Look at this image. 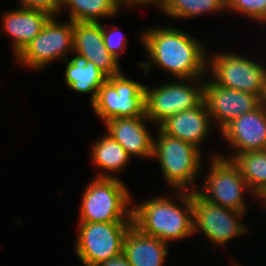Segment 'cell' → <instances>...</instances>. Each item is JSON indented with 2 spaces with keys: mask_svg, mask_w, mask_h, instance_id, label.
<instances>
[{
  "mask_svg": "<svg viewBox=\"0 0 266 266\" xmlns=\"http://www.w3.org/2000/svg\"><path fill=\"white\" fill-rule=\"evenodd\" d=\"M224 140L236 153L266 150V107L255 109L228 123L222 130Z\"/></svg>",
  "mask_w": 266,
  "mask_h": 266,
  "instance_id": "5bb4252c",
  "label": "cell"
},
{
  "mask_svg": "<svg viewBox=\"0 0 266 266\" xmlns=\"http://www.w3.org/2000/svg\"><path fill=\"white\" fill-rule=\"evenodd\" d=\"M168 243L147 235L133 224L123 241V253L131 266H163Z\"/></svg>",
  "mask_w": 266,
  "mask_h": 266,
  "instance_id": "ac0fdd59",
  "label": "cell"
},
{
  "mask_svg": "<svg viewBox=\"0 0 266 266\" xmlns=\"http://www.w3.org/2000/svg\"><path fill=\"white\" fill-rule=\"evenodd\" d=\"M76 255L84 266H99L123 252L124 237L133 222H79Z\"/></svg>",
  "mask_w": 266,
  "mask_h": 266,
  "instance_id": "5b68a950",
  "label": "cell"
},
{
  "mask_svg": "<svg viewBox=\"0 0 266 266\" xmlns=\"http://www.w3.org/2000/svg\"><path fill=\"white\" fill-rule=\"evenodd\" d=\"M73 53L86 57L107 77L122 72L119 60L105 47L99 22H73Z\"/></svg>",
  "mask_w": 266,
  "mask_h": 266,
  "instance_id": "4fadbf2b",
  "label": "cell"
},
{
  "mask_svg": "<svg viewBox=\"0 0 266 266\" xmlns=\"http://www.w3.org/2000/svg\"><path fill=\"white\" fill-rule=\"evenodd\" d=\"M68 51L73 52V22L59 23L52 16L16 60L29 68L42 69L57 58L66 62Z\"/></svg>",
  "mask_w": 266,
  "mask_h": 266,
  "instance_id": "30bf717a",
  "label": "cell"
},
{
  "mask_svg": "<svg viewBox=\"0 0 266 266\" xmlns=\"http://www.w3.org/2000/svg\"><path fill=\"white\" fill-rule=\"evenodd\" d=\"M226 10V0H167L162 12L172 18H195L209 12Z\"/></svg>",
  "mask_w": 266,
  "mask_h": 266,
  "instance_id": "603a6c76",
  "label": "cell"
},
{
  "mask_svg": "<svg viewBox=\"0 0 266 266\" xmlns=\"http://www.w3.org/2000/svg\"><path fill=\"white\" fill-rule=\"evenodd\" d=\"M231 159L256 197L266 188V150L237 153Z\"/></svg>",
  "mask_w": 266,
  "mask_h": 266,
  "instance_id": "44dd1931",
  "label": "cell"
},
{
  "mask_svg": "<svg viewBox=\"0 0 266 266\" xmlns=\"http://www.w3.org/2000/svg\"><path fill=\"white\" fill-rule=\"evenodd\" d=\"M204 98L211 121L219 123L221 131L228 123L255 110L263 101L256 95L226 88L215 84L213 81H205Z\"/></svg>",
  "mask_w": 266,
  "mask_h": 266,
  "instance_id": "7c38bea8",
  "label": "cell"
},
{
  "mask_svg": "<svg viewBox=\"0 0 266 266\" xmlns=\"http://www.w3.org/2000/svg\"><path fill=\"white\" fill-rule=\"evenodd\" d=\"M203 183L202 191L197 193L210 203L231 210L244 212V192L250 188L242 177L238 166L225 156H215L210 162V168Z\"/></svg>",
  "mask_w": 266,
  "mask_h": 266,
  "instance_id": "9c48e42d",
  "label": "cell"
},
{
  "mask_svg": "<svg viewBox=\"0 0 266 266\" xmlns=\"http://www.w3.org/2000/svg\"><path fill=\"white\" fill-rule=\"evenodd\" d=\"M91 150L92 163H94L97 168L109 172V174L105 172L98 174V178H115L110 172L113 174L120 172L129 164L131 159L125 149L107 134V132L106 135H103L98 141L96 140Z\"/></svg>",
  "mask_w": 266,
  "mask_h": 266,
  "instance_id": "ffe728a7",
  "label": "cell"
},
{
  "mask_svg": "<svg viewBox=\"0 0 266 266\" xmlns=\"http://www.w3.org/2000/svg\"><path fill=\"white\" fill-rule=\"evenodd\" d=\"M98 117L131 118L145 115V85L124 76L123 72L107 78L91 104Z\"/></svg>",
  "mask_w": 266,
  "mask_h": 266,
  "instance_id": "8992f818",
  "label": "cell"
},
{
  "mask_svg": "<svg viewBox=\"0 0 266 266\" xmlns=\"http://www.w3.org/2000/svg\"><path fill=\"white\" fill-rule=\"evenodd\" d=\"M21 7L47 12L51 16H57L62 11L61 0H19Z\"/></svg>",
  "mask_w": 266,
  "mask_h": 266,
  "instance_id": "484cf974",
  "label": "cell"
},
{
  "mask_svg": "<svg viewBox=\"0 0 266 266\" xmlns=\"http://www.w3.org/2000/svg\"><path fill=\"white\" fill-rule=\"evenodd\" d=\"M146 121V122H145ZM151 122L146 115L131 118H111L105 123L107 131L130 157H153L154 137L146 127Z\"/></svg>",
  "mask_w": 266,
  "mask_h": 266,
  "instance_id": "9a60e30c",
  "label": "cell"
},
{
  "mask_svg": "<svg viewBox=\"0 0 266 266\" xmlns=\"http://www.w3.org/2000/svg\"><path fill=\"white\" fill-rule=\"evenodd\" d=\"M107 26V27H106ZM102 26V34H103V39H104V44L107 50L119 60V56L121 51L124 52V48L126 45L125 42V35L121 33V31L117 28L114 30H106L108 28V25Z\"/></svg>",
  "mask_w": 266,
  "mask_h": 266,
  "instance_id": "d4e9b609",
  "label": "cell"
},
{
  "mask_svg": "<svg viewBox=\"0 0 266 266\" xmlns=\"http://www.w3.org/2000/svg\"><path fill=\"white\" fill-rule=\"evenodd\" d=\"M177 192L176 197L181 206L166 196L150 198L139 205H134L133 225L143 233L166 243L192 235L194 233L192 191L177 190Z\"/></svg>",
  "mask_w": 266,
  "mask_h": 266,
  "instance_id": "7a4b0ae2",
  "label": "cell"
},
{
  "mask_svg": "<svg viewBox=\"0 0 266 266\" xmlns=\"http://www.w3.org/2000/svg\"><path fill=\"white\" fill-rule=\"evenodd\" d=\"M263 104H264L265 107H266V92H265V97H264V99H263Z\"/></svg>",
  "mask_w": 266,
  "mask_h": 266,
  "instance_id": "f546056e",
  "label": "cell"
},
{
  "mask_svg": "<svg viewBox=\"0 0 266 266\" xmlns=\"http://www.w3.org/2000/svg\"><path fill=\"white\" fill-rule=\"evenodd\" d=\"M61 5L62 9L69 7L72 22H100L99 19L114 16L121 9L118 0H61Z\"/></svg>",
  "mask_w": 266,
  "mask_h": 266,
  "instance_id": "7402d4cb",
  "label": "cell"
},
{
  "mask_svg": "<svg viewBox=\"0 0 266 266\" xmlns=\"http://www.w3.org/2000/svg\"><path fill=\"white\" fill-rule=\"evenodd\" d=\"M200 79H179L177 83L168 82L153 88L145 86L147 118L159 126L170 116L198 106L204 98V84ZM189 80L197 84H186Z\"/></svg>",
  "mask_w": 266,
  "mask_h": 266,
  "instance_id": "ba28073f",
  "label": "cell"
},
{
  "mask_svg": "<svg viewBox=\"0 0 266 266\" xmlns=\"http://www.w3.org/2000/svg\"><path fill=\"white\" fill-rule=\"evenodd\" d=\"M207 71L219 85L258 96L262 101L266 92V68L237 53H217L208 58Z\"/></svg>",
  "mask_w": 266,
  "mask_h": 266,
  "instance_id": "52a82bcc",
  "label": "cell"
},
{
  "mask_svg": "<svg viewBox=\"0 0 266 266\" xmlns=\"http://www.w3.org/2000/svg\"><path fill=\"white\" fill-rule=\"evenodd\" d=\"M141 33V42L149 56L148 62H140L144 73L156 65L178 79L202 78L207 71L208 59L204 46L175 27L149 28Z\"/></svg>",
  "mask_w": 266,
  "mask_h": 266,
  "instance_id": "6da1fadb",
  "label": "cell"
},
{
  "mask_svg": "<svg viewBox=\"0 0 266 266\" xmlns=\"http://www.w3.org/2000/svg\"><path fill=\"white\" fill-rule=\"evenodd\" d=\"M167 2V0H118L119 3V7L122 5H126L127 7H134V5L140 6V5H152V4H156L159 8H161V10L163 9L165 3Z\"/></svg>",
  "mask_w": 266,
  "mask_h": 266,
  "instance_id": "4316f807",
  "label": "cell"
},
{
  "mask_svg": "<svg viewBox=\"0 0 266 266\" xmlns=\"http://www.w3.org/2000/svg\"><path fill=\"white\" fill-rule=\"evenodd\" d=\"M193 231L201 230L205 238L216 245H225L227 241L247 232L241 218L245 212L231 210L208 202L197 191H192Z\"/></svg>",
  "mask_w": 266,
  "mask_h": 266,
  "instance_id": "8fae6325",
  "label": "cell"
},
{
  "mask_svg": "<svg viewBox=\"0 0 266 266\" xmlns=\"http://www.w3.org/2000/svg\"><path fill=\"white\" fill-rule=\"evenodd\" d=\"M257 198H260L262 200V203H266V188L262 190Z\"/></svg>",
  "mask_w": 266,
  "mask_h": 266,
  "instance_id": "f1b7e54d",
  "label": "cell"
},
{
  "mask_svg": "<svg viewBox=\"0 0 266 266\" xmlns=\"http://www.w3.org/2000/svg\"><path fill=\"white\" fill-rule=\"evenodd\" d=\"M51 17L47 12L23 7L3 15L2 28L13 38L15 57L42 31Z\"/></svg>",
  "mask_w": 266,
  "mask_h": 266,
  "instance_id": "e0dca14e",
  "label": "cell"
},
{
  "mask_svg": "<svg viewBox=\"0 0 266 266\" xmlns=\"http://www.w3.org/2000/svg\"><path fill=\"white\" fill-rule=\"evenodd\" d=\"M130 195L117 177H96L83 192L79 222H132Z\"/></svg>",
  "mask_w": 266,
  "mask_h": 266,
  "instance_id": "3957f363",
  "label": "cell"
},
{
  "mask_svg": "<svg viewBox=\"0 0 266 266\" xmlns=\"http://www.w3.org/2000/svg\"><path fill=\"white\" fill-rule=\"evenodd\" d=\"M154 138L153 159H157L162 174L174 192L196 191L194 180L198 177L202 154L199 148L179 138L169 136L158 127ZM192 187V189H188Z\"/></svg>",
  "mask_w": 266,
  "mask_h": 266,
  "instance_id": "277c9868",
  "label": "cell"
},
{
  "mask_svg": "<svg viewBox=\"0 0 266 266\" xmlns=\"http://www.w3.org/2000/svg\"><path fill=\"white\" fill-rule=\"evenodd\" d=\"M226 9L245 14L256 22H266V0H226Z\"/></svg>",
  "mask_w": 266,
  "mask_h": 266,
  "instance_id": "cb8c5ba5",
  "label": "cell"
},
{
  "mask_svg": "<svg viewBox=\"0 0 266 266\" xmlns=\"http://www.w3.org/2000/svg\"><path fill=\"white\" fill-rule=\"evenodd\" d=\"M211 119L205 101L195 108L184 110L167 118L158 127L169 136L193 144L201 149L200 143L207 138Z\"/></svg>",
  "mask_w": 266,
  "mask_h": 266,
  "instance_id": "2e32d148",
  "label": "cell"
},
{
  "mask_svg": "<svg viewBox=\"0 0 266 266\" xmlns=\"http://www.w3.org/2000/svg\"><path fill=\"white\" fill-rule=\"evenodd\" d=\"M99 266H131L127 261L125 254L122 252L121 254L112 257Z\"/></svg>",
  "mask_w": 266,
  "mask_h": 266,
  "instance_id": "83f0119b",
  "label": "cell"
},
{
  "mask_svg": "<svg viewBox=\"0 0 266 266\" xmlns=\"http://www.w3.org/2000/svg\"><path fill=\"white\" fill-rule=\"evenodd\" d=\"M72 59L67 60L65 69L66 85L79 93H91V104L96 100L99 88L107 81V76L86 57L75 53Z\"/></svg>",
  "mask_w": 266,
  "mask_h": 266,
  "instance_id": "d6986e66",
  "label": "cell"
}]
</instances>
